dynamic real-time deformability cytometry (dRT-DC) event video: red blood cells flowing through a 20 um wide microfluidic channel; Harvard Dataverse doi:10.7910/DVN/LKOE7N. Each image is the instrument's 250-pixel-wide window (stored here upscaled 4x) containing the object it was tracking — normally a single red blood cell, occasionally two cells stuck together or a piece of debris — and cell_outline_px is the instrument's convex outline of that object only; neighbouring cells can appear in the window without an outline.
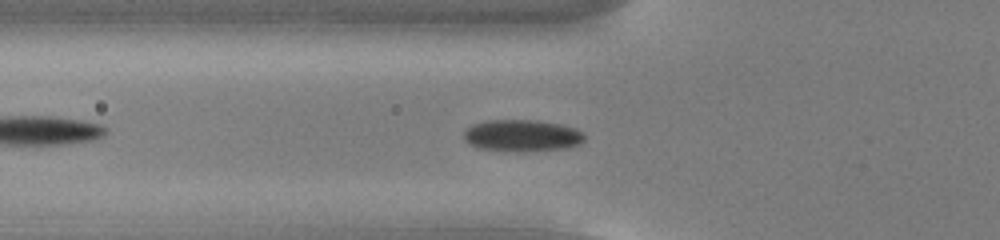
{"species": "common noctule bat (a hibernating species)", "species_latin": "Nyctalus noctula", "temperature_condition": "cold", "stored_images_in_passage": 39, "camera_frame_rate_fps": 3000, "um_per_image_px": 0.085, "animal": {"sex": "male", "body_mass_g": 13.0, "forearm_length_mm": 53.1}, "frame": {"image": 1, "passage_image": 4, "time_ms": 1.0, "image_size_px": [1000, 240], "cell_outline_px": [[584, 140], [580, 144], [564, 148], [516, 152], [480, 148], [468, 144], [464, 140], [464, 132], [472, 124], [488, 120], [536, 120], [560, 124], [576, 128], [584, 132]], "centroid_in_image_um": [44.37, 11.52], "position_along_channel_um": 81.4, "area_um2": 22.43}}
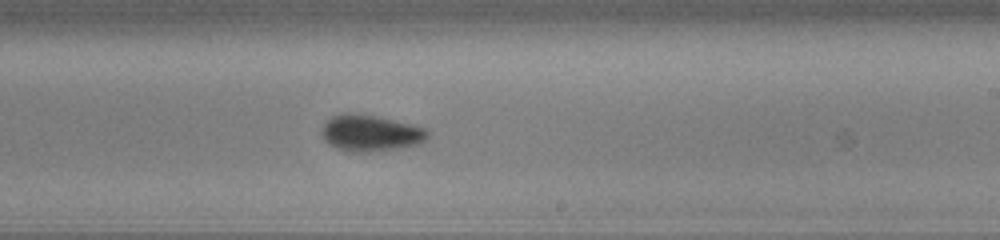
{"frame": {"image": 2, "passage_image": 18, "time_ms": 5.667, "image_size_px": [1000, 240], "cell_outline_px": [[428, 136], [420, 144], [396, 148], [364, 152], [348, 152], [336, 148], [328, 144], [324, 140], [320, 132], [324, 124], [332, 116], [340, 112], [348, 112], [376, 116], [412, 124], [424, 128], [428, 132]], "centroid_in_image_um": [31.44, 11.3], "position_along_channel_um": 257.6, "area_um2": 22.48}}
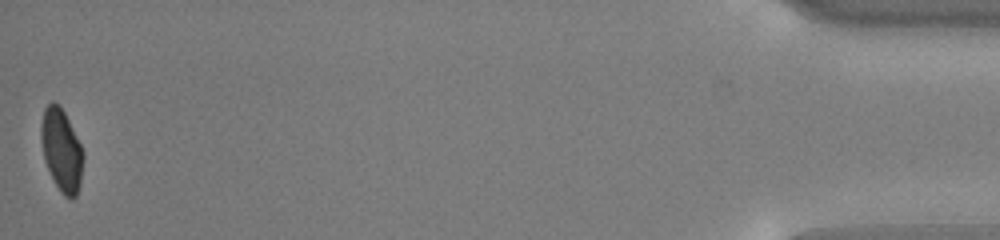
{"frame": {"image": 3, "passage_image": 39, "time_ms": 12.667, "image_size_px": [1000, 240], "cell_outline_px": [[84, 160], [80, 184], [76, 196], [72, 200], [64, 196], [60, 192], [44, 160], [40, 136], [40, 124], [44, 108], [52, 100], [60, 104], [84, 152]], "centroid_in_image_um": [5.22, 12.75], "position_along_channel_um": 430.0, "area_um2": 20.4}, "authors_computed_cell_mechanics": {"area_um2": 21.386, "velocity_mm_per_s": 3.776, "shape_relaxation_time_tau1_ms": 2.9154, "shape_relaxation_time_tau2_ms": 2.6041, "deformation_change_tau1": 0.1163, "deformation_change_tau2": 0.0578}}